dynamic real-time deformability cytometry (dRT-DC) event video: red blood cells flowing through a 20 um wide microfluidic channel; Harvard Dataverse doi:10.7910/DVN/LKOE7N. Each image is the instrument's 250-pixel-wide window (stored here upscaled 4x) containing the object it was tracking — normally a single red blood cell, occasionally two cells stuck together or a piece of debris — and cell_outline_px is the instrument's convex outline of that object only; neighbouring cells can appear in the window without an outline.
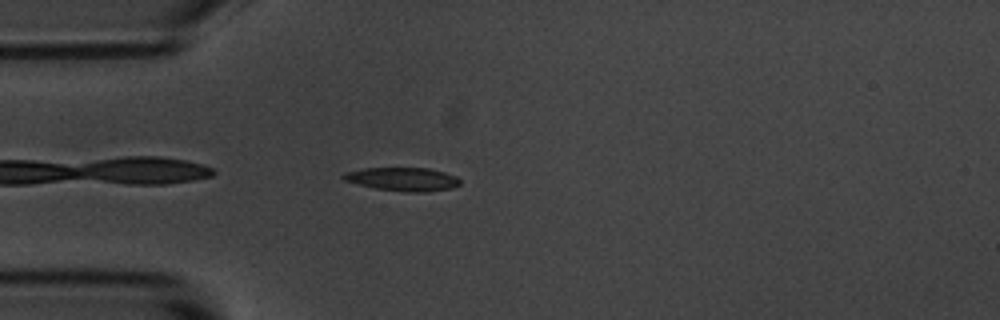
{"species": "common noctule bat (a hibernating species)", "species_latin": "Nyctalus noctula", "temperature_condition": "room temperature", "stored_images_in_passage": 42, "camera_frame_rate_fps": 3000, "um_per_image_px": 0.085, "animal": {"sex": "male", "body_mass_g": 20.1, "forearm_length_mm": 53.5}, "frame": {"image": 1, "passage_image": 2, "time_ms": 0.333, "image_size_px": [1000, 320], "cell_outline_px": [[460, 184], [452, 188], [424, 192], [404, 192], [376, 188], [344, 180], [340, 176], [344, 172], [364, 168], [428, 168], [444, 172], [456, 176], [460, 180]], "centroid_in_image_um": [34.23, 15.22], "position_along_channel_um": 50.8, "area_um2": 15.9}}
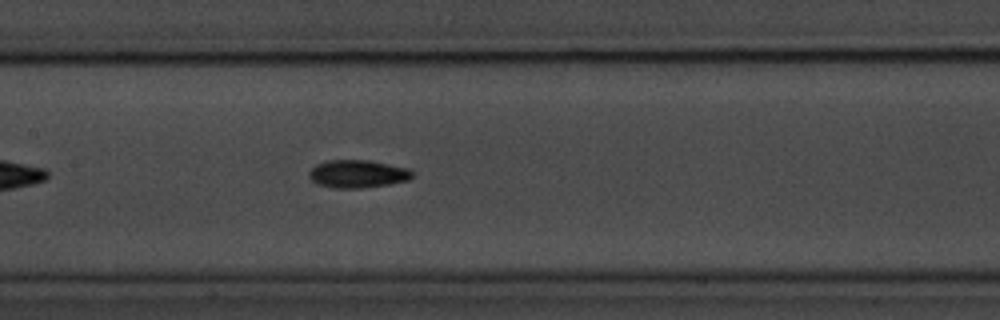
{"frame": {"image": 2, "passage_image": 13, "time_ms": 4.0, "image_size_px": [1000, 320], "cell_outline_px": [[412, 176], [408, 180], [388, 184], [360, 188], [336, 188], [316, 184], [308, 176], [308, 172], [316, 164], [328, 160], [368, 160], [408, 168], [412, 172]], "centroid_in_image_um": [30.36, 14.78], "position_along_channel_um": 177.0, "area_um2": 16.65}}
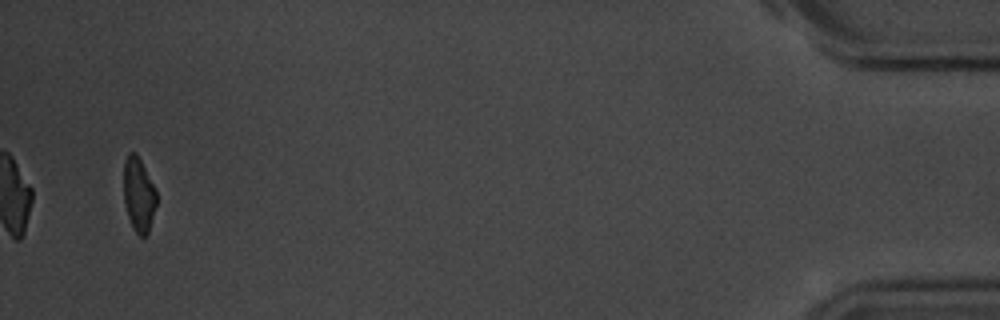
{"frame": {"image": 3, "passage_image": 40, "time_ms": 13.0, "image_size_px": [1000, 320], "cell_outline_px": [[156, 204], [148, 232], [144, 236], [140, 236], [132, 228], [128, 216], [124, 200], [124, 160], [128, 152], [136, 152], [156, 188]], "centroid_in_image_um": [11.78, 16.5], "position_along_channel_um": 423.4, "area_um2": 14.16}, "authors_computed_cell_mechanics": {"area_um2": 15.8372, "velocity_mm_per_s": 3.6765, "shape_relaxation_time_tau1_ms": 2.9874, "shape_relaxation_time_tau2_ms": 5.5763, "deformation_change_tau1": 0.1294, "deformation_change_tau2": 0.1276}}